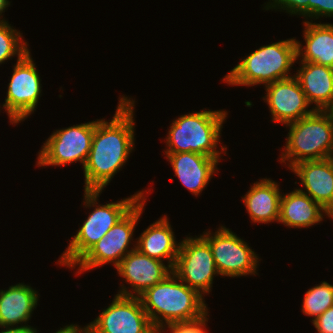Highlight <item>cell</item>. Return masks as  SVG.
Here are the masks:
<instances>
[{
  "label": "cell",
  "mask_w": 333,
  "mask_h": 333,
  "mask_svg": "<svg viewBox=\"0 0 333 333\" xmlns=\"http://www.w3.org/2000/svg\"><path fill=\"white\" fill-rule=\"evenodd\" d=\"M110 122L94 121V134L83 167L84 190L102 191L121 170L135 147L134 100L122 95Z\"/></svg>",
  "instance_id": "1"
},
{
  "label": "cell",
  "mask_w": 333,
  "mask_h": 333,
  "mask_svg": "<svg viewBox=\"0 0 333 333\" xmlns=\"http://www.w3.org/2000/svg\"><path fill=\"white\" fill-rule=\"evenodd\" d=\"M139 298L159 333L164 332L166 326L198 321L208 315L204 296L187 286L173 272Z\"/></svg>",
  "instance_id": "2"
},
{
  "label": "cell",
  "mask_w": 333,
  "mask_h": 333,
  "mask_svg": "<svg viewBox=\"0 0 333 333\" xmlns=\"http://www.w3.org/2000/svg\"><path fill=\"white\" fill-rule=\"evenodd\" d=\"M102 191L84 190L85 207H95L68 244L57 263L72 268L73 265L96 244L119 220H121L143 197L144 190L123 200L99 205Z\"/></svg>",
  "instance_id": "3"
},
{
  "label": "cell",
  "mask_w": 333,
  "mask_h": 333,
  "mask_svg": "<svg viewBox=\"0 0 333 333\" xmlns=\"http://www.w3.org/2000/svg\"><path fill=\"white\" fill-rule=\"evenodd\" d=\"M227 115L224 110L203 109L176 118L168 131L165 141L168 148L164 153L195 152L220 161L227 148L222 146L219 151L216 149Z\"/></svg>",
  "instance_id": "4"
},
{
  "label": "cell",
  "mask_w": 333,
  "mask_h": 333,
  "mask_svg": "<svg viewBox=\"0 0 333 333\" xmlns=\"http://www.w3.org/2000/svg\"><path fill=\"white\" fill-rule=\"evenodd\" d=\"M297 61L296 39L281 40L261 46L239 62L224 78L228 85H267L292 77L289 73Z\"/></svg>",
  "instance_id": "5"
},
{
  "label": "cell",
  "mask_w": 333,
  "mask_h": 333,
  "mask_svg": "<svg viewBox=\"0 0 333 333\" xmlns=\"http://www.w3.org/2000/svg\"><path fill=\"white\" fill-rule=\"evenodd\" d=\"M286 127L290 129L280 161H288L290 169L302 161L333 157V111L315 110Z\"/></svg>",
  "instance_id": "6"
},
{
  "label": "cell",
  "mask_w": 333,
  "mask_h": 333,
  "mask_svg": "<svg viewBox=\"0 0 333 333\" xmlns=\"http://www.w3.org/2000/svg\"><path fill=\"white\" fill-rule=\"evenodd\" d=\"M146 198L143 197L121 220L94 244L74 265L76 273L93 270L105 264L113 263L116 267L120 261L131 251L136 249V244L129 249L133 232L138 225V220L143 213Z\"/></svg>",
  "instance_id": "7"
},
{
  "label": "cell",
  "mask_w": 333,
  "mask_h": 333,
  "mask_svg": "<svg viewBox=\"0 0 333 333\" xmlns=\"http://www.w3.org/2000/svg\"><path fill=\"white\" fill-rule=\"evenodd\" d=\"M172 272L203 296L210 293L214 276L220 275L209 243L201 235L180 241Z\"/></svg>",
  "instance_id": "8"
},
{
  "label": "cell",
  "mask_w": 333,
  "mask_h": 333,
  "mask_svg": "<svg viewBox=\"0 0 333 333\" xmlns=\"http://www.w3.org/2000/svg\"><path fill=\"white\" fill-rule=\"evenodd\" d=\"M220 227L214 234L208 230L201 235L209 243L220 276L256 275L258 254L230 229Z\"/></svg>",
  "instance_id": "9"
},
{
  "label": "cell",
  "mask_w": 333,
  "mask_h": 333,
  "mask_svg": "<svg viewBox=\"0 0 333 333\" xmlns=\"http://www.w3.org/2000/svg\"><path fill=\"white\" fill-rule=\"evenodd\" d=\"M93 134L94 121L56 130L41 147L37 166H65L80 161L84 167Z\"/></svg>",
  "instance_id": "10"
},
{
  "label": "cell",
  "mask_w": 333,
  "mask_h": 333,
  "mask_svg": "<svg viewBox=\"0 0 333 333\" xmlns=\"http://www.w3.org/2000/svg\"><path fill=\"white\" fill-rule=\"evenodd\" d=\"M35 65L30 51L14 64L5 103L2 105L13 125L24 121L37 108L42 84Z\"/></svg>",
  "instance_id": "11"
},
{
  "label": "cell",
  "mask_w": 333,
  "mask_h": 333,
  "mask_svg": "<svg viewBox=\"0 0 333 333\" xmlns=\"http://www.w3.org/2000/svg\"><path fill=\"white\" fill-rule=\"evenodd\" d=\"M85 327L86 333H159L152 325L139 297L119 294Z\"/></svg>",
  "instance_id": "12"
},
{
  "label": "cell",
  "mask_w": 333,
  "mask_h": 333,
  "mask_svg": "<svg viewBox=\"0 0 333 333\" xmlns=\"http://www.w3.org/2000/svg\"><path fill=\"white\" fill-rule=\"evenodd\" d=\"M267 102L272 115V122L288 125L311 115L315 109H308L309 102L298 79L293 75L265 85Z\"/></svg>",
  "instance_id": "13"
},
{
  "label": "cell",
  "mask_w": 333,
  "mask_h": 333,
  "mask_svg": "<svg viewBox=\"0 0 333 333\" xmlns=\"http://www.w3.org/2000/svg\"><path fill=\"white\" fill-rule=\"evenodd\" d=\"M115 268L119 276L132 287L129 291L126 286L121 285V289L117 293L134 297H139L172 272V269L163 261L150 258L137 249L129 252Z\"/></svg>",
  "instance_id": "14"
},
{
  "label": "cell",
  "mask_w": 333,
  "mask_h": 333,
  "mask_svg": "<svg viewBox=\"0 0 333 333\" xmlns=\"http://www.w3.org/2000/svg\"><path fill=\"white\" fill-rule=\"evenodd\" d=\"M174 174L182 185L195 196L205 189L218 172V159L195 152L165 153Z\"/></svg>",
  "instance_id": "15"
},
{
  "label": "cell",
  "mask_w": 333,
  "mask_h": 333,
  "mask_svg": "<svg viewBox=\"0 0 333 333\" xmlns=\"http://www.w3.org/2000/svg\"><path fill=\"white\" fill-rule=\"evenodd\" d=\"M290 170L301 180L299 189L319 203L325 210L333 207V157L302 161ZM306 190V192H305Z\"/></svg>",
  "instance_id": "16"
},
{
  "label": "cell",
  "mask_w": 333,
  "mask_h": 333,
  "mask_svg": "<svg viewBox=\"0 0 333 333\" xmlns=\"http://www.w3.org/2000/svg\"><path fill=\"white\" fill-rule=\"evenodd\" d=\"M294 76L315 110L333 111V68L301 61Z\"/></svg>",
  "instance_id": "17"
},
{
  "label": "cell",
  "mask_w": 333,
  "mask_h": 333,
  "mask_svg": "<svg viewBox=\"0 0 333 333\" xmlns=\"http://www.w3.org/2000/svg\"><path fill=\"white\" fill-rule=\"evenodd\" d=\"M38 295L37 290L25 283L0 290V327H17L24 323L25 328L35 329L26 323L37 306Z\"/></svg>",
  "instance_id": "18"
},
{
  "label": "cell",
  "mask_w": 333,
  "mask_h": 333,
  "mask_svg": "<svg viewBox=\"0 0 333 333\" xmlns=\"http://www.w3.org/2000/svg\"><path fill=\"white\" fill-rule=\"evenodd\" d=\"M137 239L136 249L140 253L160 261L168 260L167 266L173 269L180 242L176 241L166 215L148 226Z\"/></svg>",
  "instance_id": "19"
},
{
  "label": "cell",
  "mask_w": 333,
  "mask_h": 333,
  "mask_svg": "<svg viewBox=\"0 0 333 333\" xmlns=\"http://www.w3.org/2000/svg\"><path fill=\"white\" fill-rule=\"evenodd\" d=\"M250 187L242 200L252 222H278L282 196L278 183L270 178H263Z\"/></svg>",
  "instance_id": "20"
},
{
  "label": "cell",
  "mask_w": 333,
  "mask_h": 333,
  "mask_svg": "<svg viewBox=\"0 0 333 333\" xmlns=\"http://www.w3.org/2000/svg\"><path fill=\"white\" fill-rule=\"evenodd\" d=\"M305 45L296 40L297 60L333 68V24L304 21ZM303 46V47H302Z\"/></svg>",
  "instance_id": "21"
},
{
  "label": "cell",
  "mask_w": 333,
  "mask_h": 333,
  "mask_svg": "<svg viewBox=\"0 0 333 333\" xmlns=\"http://www.w3.org/2000/svg\"><path fill=\"white\" fill-rule=\"evenodd\" d=\"M325 214L326 210L319 203L298 188L282 194L278 222L289 228H307L321 223Z\"/></svg>",
  "instance_id": "22"
},
{
  "label": "cell",
  "mask_w": 333,
  "mask_h": 333,
  "mask_svg": "<svg viewBox=\"0 0 333 333\" xmlns=\"http://www.w3.org/2000/svg\"><path fill=\"white\" fill-rule=\"evenodd\" d=\"M302 304V312L313 317L312 321L315 320L333 306V285L323 281L319 285L311 287L306 291Z\"/></svg>",
  "instance_id": "23"
},
{
  "label": "cell",
  "mask_w": 333,
  "mask_h": 333,
  "mask_svg": "<svg viewBox=\"0 0 333 333\" xmlns=\"http://www.w3.org/2000/svg\"><path fill=\"white\" fill-rule=\"evenodd\" d=\"M21 35L8 21L0 22V64L14 56L21 59L30 50Z\"/></svg>",
  "instance_id": "24"
},
{
  "label": "cell",
  "mask_w": 333,
  "mask_h": 333,
  "mask_svg": "<svg viewBox=\"0 0 333 333\" xmlns=\"http://www.w3.org/2000/svg\"><path fill=\"white\" fill-rule=\"evenodd\" d=\"M333 17V0H306V19ZM309 18V19H308Z\"/></svg>",
  "instance_id": "25"
},
{
  "label": "cell",
  "mask_w": 333,
  "mask_h": 333,
  "mask_svg": "<svg viewBox=\"0 0 333 333\" xmlns=\"http://www.w3.org/2000/svg\"><path fill=\"white\" fill-rule=\"evenodd\" d=\"M264 8L266 10H285L290 15H299L306 18V0H270Z\"/></svg>",
  "instance_id": "26"
},
{
  "label": "cell",
  "mask_w": 333,
  "mask_h": 333,
  "mask_svg": "<svg viewBox=\"0 0 333 333\" xmlns=\"http://www.w3.org/2000/svg\"><path fill=\"white\" fill-rule=\"evenodd\" d=\"M208 316L209 315H206L202 319L194 322L172 324L166 326V328L170 329V333H207L205 326L209 319L207 318Z\"/></svg>",
  "instance_id": "27"
},
{
  "label": "cell",
  "mask_w": 333,
  "mask_h": 333,
  "mask_svg": "<svg viewBox=\"0 0 333 333\" xmlns=\"http://www.w3.org/2000/svg\"><path fill=\"white\" fill-rule=\"evenodd\" d=\"M318 333H333V306L312 321Z\"/></svg>",
  "instance_id": "28"
},
{
  "label": "cell",
  "mask_w": 333,
  "mask_h": 333,
  "mask_svg": "<svg viewBox=\"0 0 333 333\" xmlns=\"http://www.w3.org/2000/svg\"><path fill=\"white\" fill-rule=\"evenodd\" d=\"M33 333H38L37 329H35ZM55 333H86V327L84 326V328H82V327H79L77 324L76 325L70 324V325H66L63 328H60Z\"/></svg>",
  "instance_id": "29"
},
{
  "label": "cell",
  "mask_w": 333,
  "mask_h": 333,
  "mask_svg": "<svg viewBox=\"0 0 333 333\" xmlns=\"http://www.w3.org/2000/svg\"><path fill=\"white\" fill-rule=\"evenodd\" d=\"M3 330L0 333H33L35 329L25 328V325L17 327H0Z\"/></svg>",
  "instance_id": "30"
},
{
  "label": "cell",
  "mask_w": 333,
  "mask_h": 333,
  "mask_svg": "<svg viewBox=\"0 0 333 333\" xmlns=\"http://www.w3.org/2000/svg\"><path fill=\"white\" fill-rule=\"evenodd\" d=\"M10 5L9 0H0V22H6L5 19H2V13L5 12V9ZM2 19V20H1Z\"/></svg>",
  "instance_id": "31"
},
{
  "label": "cell",
  "mask_w": 333,
  "mask_h": 333,
  "mask_svg": "<svg viewBox=\"0 0 333 333\" xmlns=\"http://www.w3.org/2000/svg\"><path fill=\"white\" fill-rule=\"evenodd\" d=\"M326 216L333 219V207L326 210Z\"/></svg>",
  "instance_id": "32"
}]
</instances>
